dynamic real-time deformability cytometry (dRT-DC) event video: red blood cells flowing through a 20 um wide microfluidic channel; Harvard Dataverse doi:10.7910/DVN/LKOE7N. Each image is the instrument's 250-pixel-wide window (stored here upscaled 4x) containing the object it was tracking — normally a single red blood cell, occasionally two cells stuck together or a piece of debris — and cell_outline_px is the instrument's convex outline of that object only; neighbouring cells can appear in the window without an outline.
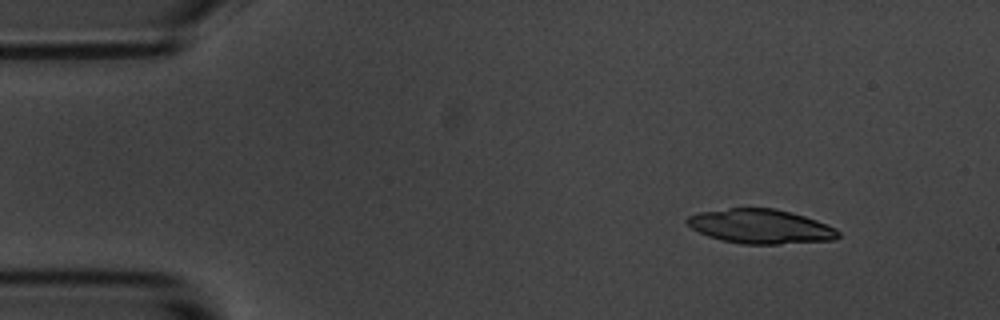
{"species": "common noctule bat (a hibernating species)", "species_latin": "Nyctalus noctula", "temperature_condition": "room temperature", "stored_images_in_passage": 5, "camera_frame_rate_fps": 3000, "um_per_image_px": 0.085, "animal": {"sex": "male", "body_mass_g": 20.1, "forearm_length_mm": 53.5}, "frame": {"image": 1, "passage_image": 2, "time_ms": 1.0, "image_size_px": [1000, 320], "cell_outline_px": [[840, 236], [836, 240], [780, 244], [744, 244], [724, 240], [708, 236], [692, 228], [684, 220], [688, 216], [700, 212], [728, 208], [776, 208], [792, 212], [816, 220], [836, 228], [840, 232]], "centroid_in_image_um": [64.69, 19.24], "position_along_channel_um": 20.3, "area_um2": 30.29}}